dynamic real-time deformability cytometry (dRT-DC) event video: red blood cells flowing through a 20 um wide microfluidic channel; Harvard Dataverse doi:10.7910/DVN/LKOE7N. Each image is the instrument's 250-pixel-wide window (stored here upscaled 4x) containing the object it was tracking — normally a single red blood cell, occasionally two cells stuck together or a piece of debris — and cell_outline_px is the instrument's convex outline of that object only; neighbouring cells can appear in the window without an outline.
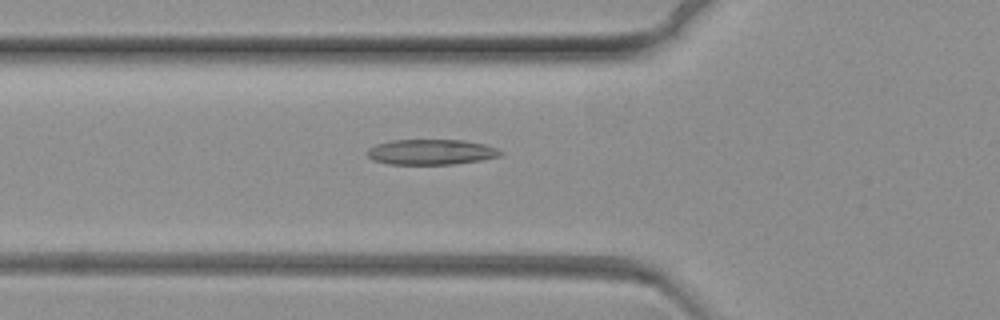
{"species": "common noctule bat (a hibernating species)", "species_latin": "Nyctalus noctula", "temperature_condition": "warm", "stored_images_in_passage": 71, "camera_frame_rate_fps": 3000, "um_per_image_px": 0.085, "animal": {"sex": "female", "body_mass_g": 19.3, "forearm_length_mm": 54.1}, "frame": {"image": 1, "passage_image": 25, "time_ms": 8.0, "image_size_px": [1000, 320], "cell_outline_px": [[504, 152], [500, 156], [480, 160], [452, 164], [388, 164], [372, 160], [364, 152], [368, 148], [376, 144], [392, 140], [464, 140], [484, 144], [496, 148]], "centroid_in_image_um": [36.6, 12.92], "position_along_channel_um": 89.2, "area_um2": 19.77}}
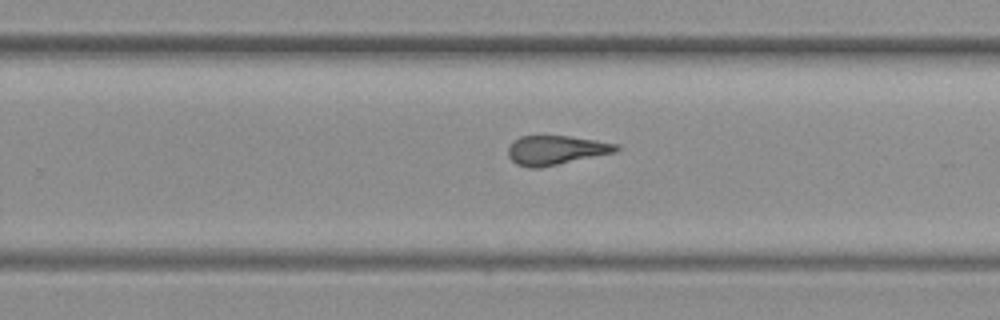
{"frame": {"image": 2, "passage_image": 45, "time_ms": 14.667, "image_size_px": [1000, 320], "cell_outline_px": [[620, 148], [616, 152], [540, 168], [528, 168], [516, 164], [508, 156], [508, 148], [512, 140], [520, 136], [568, 136], [596, 140], [620, 144]], "centroid_in_image_um": [47.25, 12.76], "position_along_channel_um": 282.6, "area_um2": 18.55}}
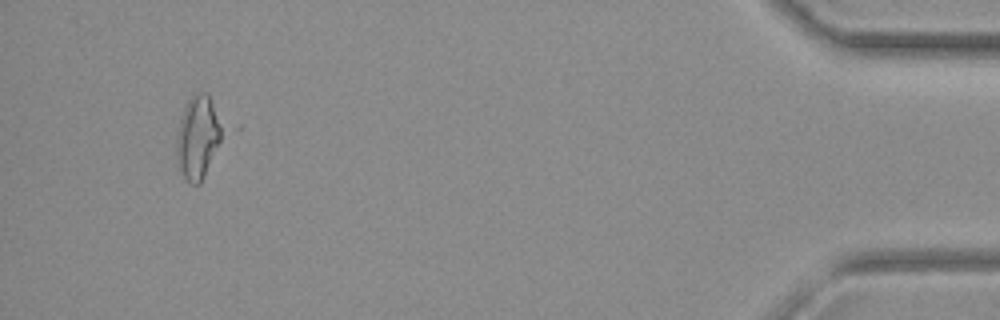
{"frame": {"image": 3, "passage_image": 67, "time_ms": 22.0, "image_size_px": [1000, 320], "cell_outline_px": [[224, 128], [220, 140], [204, 176], [200, 184], [188, 184], [180, 168], [176, 156], [176, 140], [180, 120], [184, 108], [188, 100], [196, 92], [208, 92]], "centroid_in_image_um": [16.82, 11.64], "position_along_channel_um": 418.4, "area_um2": 21.85}}